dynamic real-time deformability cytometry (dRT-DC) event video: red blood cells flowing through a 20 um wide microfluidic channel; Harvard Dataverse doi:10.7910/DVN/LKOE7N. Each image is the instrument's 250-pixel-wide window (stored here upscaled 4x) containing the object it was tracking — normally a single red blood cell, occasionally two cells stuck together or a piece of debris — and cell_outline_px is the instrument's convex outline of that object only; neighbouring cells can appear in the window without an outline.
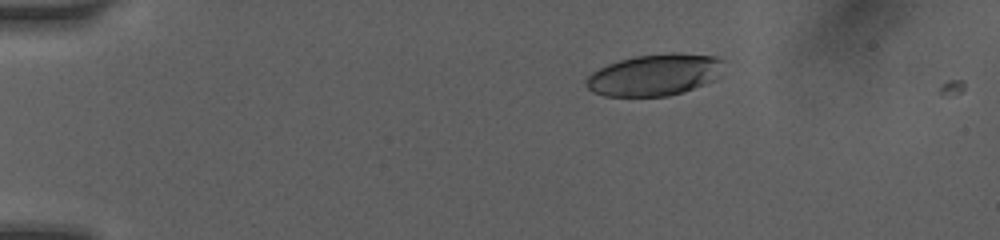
{"species": "human", "species_latin": "Homo sapiens", "temperature_condition": "room temperature", "stored_images_in_passage": 12, "camera_frame_rate_fps": 3000, "um_per_image_px": 0.085, "donor": {"sex": "female"}, "frame": {"image": 1, "passage_image": 1, "time_ms": 0.0, "image_size_px": [1000, 240], "cell_outline_px": [[728, 60], [716, 80], [684, 92], [668, 96], [604, 96], [592, 92], [584, 84], [584, 80], [592, 72], [608, 64], [620, 60], [636, 56], [672, 52], [680, 52], [716, 56]], "centroid_in_image_um": [55.71, 6.35], "position_along_channel_um": 29.3, "area_um2": 33.99}}
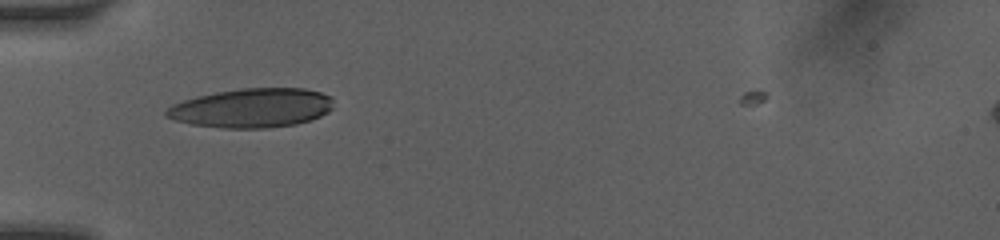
{"frame": {"image": 2, "passage_image": 11, "time_ms": 2.667, "image_size_px": [1000, 240], "cell_outline_px": [[332, 108], [328, 112], [320, 116], [296, 124], [268, 128], [224, 128], [192, 124], [176, 120], [164, 116], [164, 112], [172, 104], [196, 96], [216, 92], [240, 88], [304, 88], [320, 92], [332, 96]], "centroid_in_image_um": [21.4, 9.17], "position_along_channel_um": 63.6, "area_um2": 38.21}}